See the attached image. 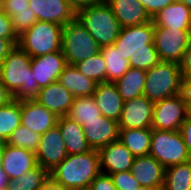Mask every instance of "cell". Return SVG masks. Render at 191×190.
Segmentation results:
<instances>
[{
	"instance_id": "obj_6",
	"label": "cell",
	"mask_w": 191,
	"mask_h": 190,
	"mask_svg": "<svg viewBox=\"0 0 191 190\" xmlns=\"http://www.w3.org/2000/svg\"><path fill=\"white\" fill-rule=\"evenodd\" d=\"M63 26L37 21L18 36L17 45L31 57H38L61 50Z\"/></svg>"
},
{
	"instance_id": "obj_37",
	"label": "cell",
	"mask_w": 191,
	"mask_h": 190,
	"mask_svg": "<svg viewBox=\"0 0 191 190\" xmlns=\"http://www.w3.org/2000/svg\"><path fill=\"white\" fill-rule=\"evenodd\" d=\"M146 12L153 19L163 8L175 0H139Z\"/></svg>"
},
{
	"instance_id": "obj_41",
	"label": "cell",
	"mask_w": 191,
	"mask_h": 190,
	"mask_svg": "<svg viewBox=\"0 0 191 190\" xmlns=\"http://www.w3.org/2000/svg\"><path fill=\"white\" fill-rule=\"evenodd\" d=\"M17 43L18 39L0 38V66L2 65V62L7 57V55L17 45Z\"/></svg>"
},
{
	"instance_id": "obj_35",
	"label": "cell",
	"mask_w": 191,
	"mask_h": 190,
	"mask_svg": "<svg viewBox=\"0 0 191 190\" xmlns=\"http://www.w3.org/2000/svg\"><path fill=\"white\" fill-rule=\"evenodd\" d=\"M41 135L36 133L25 126L20 125L6 141L14 147L24 148L26 150L36 153V150L40 143Z\"/></svg>"
},
{
	"instance_id": "obj_39",
	"label": "cell",
	"mask_w": 191,
	"mask_h": 190,
	"mask_svg": "<svg viewBox=\"0 0 191 190\" xmlns=\"http://www.w3.org/2000/svg\"><path fill=\"white\" fill-rule=\"evenodd\" d=\"M91 190H117L110 175L100 173L90 184Z\"/></svg>"
},
{
	"instance_id": "obj_3",
	"label": "cell",
	"mask_w": 191,
	"mask_h": 190,
	"mask_svg": "<svg viewBox=\"0 0 191 190\" xmlns=\"http://www.w3.org/2000/svg\"><path fill=\"white\" fill-rule=\"evenodd\" d=\"M101 173L98 150L71 154L49 172L50 178L63 190L87 188Z\"/></svg>"
},
{
	"instance_id": "obj_29",
	"label": "cell",
	"mask_w": 191,
	"mask_h": 190,
	"mask_svg": "<svg viewBox=\"0 0 191 190\" xmlns=\"http://www.w3.org/2000/svg\"><path fill=\"white\" fill-rule=\"evenodd\" d=\"M162 190H191V160L165 168Z\"/></svg>"
},
{
	"instance_id": "obj_12",
	"label": "cell",
	"mask_w": 191,
	"mask_h": 190,
	"mask_svg": "<svg viewBox=\"0 0 191 190\" xmlns=\"http://www.w3.org/2000/svg\"><path fill=\"white\" fill-rule=\"evenodd\" d=\"M154 103L144 95L125 101L118 120L119 129H143L152 127Z\"/></svg>"
},
{
	"instance_id": "obj_22",
	"label": "cell",
	"mask_w": 191,
	"mask_h": 190,
	"mask_svg": "<svg viewBox=\"0 0 191 190\" xmlns=\"http://www.w3.org/2000/svg\"><path fill=\"white\" fill-rule=\"evenodd\" d=\"M101 115L118 122L123 109V99L114 82L98 83L93 94Z\"/></svg>"
},
{
	"instance_id": "obj_33",
	"label": "cell",
	"mask_w": 191,
	"mask_h": 190,
	"mask_svg": "<svg viewBox=\"0 0 191 190\" xmlns=\"http://www.w3.org/2000/svg\"><path fill=\"white\" fill-rule=\"evenodd\" d=\"M21 125V101L12 100L9 104L0 106V141L5 142Z\"/></svg>"
},
{
	"instance_id": "obj_32",
	"label": "cell",
	"mask_w": 191,
	"mask_h": 190,
	"mask_svg": "<svg viewBox=\"0 0 191 190\" xmlns=\"http://www.w3.org/2000/svg\"><path fill=\"white\" fill-rule=\"evenodd\" d=\"M49 178V172L37 164L22 176L9 180L6 190H40Z\"/></svg>"
},
{
	"instance_id": "obj_1",
	"label": "cell",
	"mask_w": 191,
	"mask_h": 190,
	"mask_svg": "<svg viewBox=\"0 0 191 190\" xmlns=\"http://www.w3.org/2000/svg\"><path fill=\"white\" fill-rule=\"evenodd\" d=\"M130 67L147 71L160 62L154 45L153 20L135 26L122 27L113 43Z\"/></svg>"
},
{
	"instance_id": "obj_26",
	"label": "cell",
	"mask_w": 191,
	"mask_h": 190,
	"mask_svg": "<svg viewBox=\"0 0 191 190\" xmlns=\"http://www.w3.org/2000/svg\"><path fill=\"white\" fill-rule=\"evenodd\" d=\"M58 82L61 83L74 98L93 96L98 84L80 73L74 65H67L64 68L59 76Z\"/></svg>"
},
{
	"instance_id": "obj_23",
	"label": "cell",
	"mask_w": 191,
	"mask_h": 190,
	"mask_svg": "<svg viewBox=\"0 0 191 190\" xmlns=\"http://www.w3.org/2000/svg\"><path fill=\"white\" fill-rule=\"evenodd\" d=\"M152 20L154 26L191 30V10L179 0L167 5Z\"/></svg>"
},
{
	"instance_id": "obj_14",
	"label": "cell",
	"mask_w": 191,
	"mask_h": 190,
	"mask_svg": "<svg viewBox=\"0 0 191 190\" xmlns=\"http://www.w3.org/2000/svg\"><path fill=\"white\" fill-rule=\"evenodd\" d=\"M29 7L38 21L64 26L76 18V12L67 0H29Z\"/></svg>"
},
{
	"instance_id": "obj_20",
	"label": "cell",
	"mask_w": 191,
	"mask_h": 190,
	"mask_svg": "<svg viewBox=\"0 0 191 190\" xmlns=\"http://www.w3.org/2000/svg\"><path fill=\"white\" fill-rule=\"evenodd\" d=\"M131 172L140 186L163 188L165 168L152 156L135 157Z\"/></svg>"
},
{
	"instance_id": "obj_52",
	"label": "cell",
	"mask_w": 191,
	"mask_h": 190,
	"mask_svg": "<svg viewBox=\"0 0 191 190\" xmlns=\"http://www.w3.org/2000/svg\"><path fill=\"white\" fill-rule=\"evenodd\" d=\"M75 190H91L90 187L87 188H80V189H75Z\"/></svg>"
},
{
	"instance_id": "obj_31",
	"label": "cell",
	"mask_w": 191,
	"mask_h": 190,
	"mask_svg": "<svg viewBox=\"0 0 191 190\" xmlns=\"http://www.w3.org/2000/svg\"><path fill=\"white\" fill-rule=\"evenodd\" d=\"M100 52L106 63V82H115L130 68L129 61L123 59L114 45L102 46Z\"/></svg>"
},
{
	"instance_id": "obj_19",
	"label": "cell",
	"mask_w": 191,
	"mask_h": 190,
	"mask_svg": "<svg viewBox=\"0 0 191 190\" xmlns=\"http://www.w3.org/2000/svg\"><path fill=\"white\" fill-rule=\"evenodd\" d=\"M36 165L34 152L5 143L1 168L9 180L22 176Z\"/></svg>"
},
{
	"instance_id": "obj_27",
	"label": "cell",
	"mask_w": 191,
	"mask_h": 190,
	"mask_svg": "<svg viewBox=\"0 0 191 190\" xmlns=\"http://www.w3.org/2000/svg\"><path fill=\"white\" fill-rule=\"evenodd\" d=\"M152 129H119V141L134 155L146 156L150 153Z\"/></svg>"
},
{
	"instance_id": "obj_50",
	"label": "cell",
	"mask_w": 191,
	"mask_h": 190,
	"mask_svg": "<svg viewBox=\"0 0 191 190\" xmlns=\"http://www.w3.org/2000/svg\"><path fill=\"white\" fill-rule=\"evenodd\" d=\"M183 2L191 10V0H179Z\"/></svg>"
},
{
	"instance_id": "obj_10",
	"label": "cell",
	"mask_w": 191,
	"mask_h": 190,
	"mask_svg": "<svg viewBox=\"0 0 191 190\" xmlns=\"http://www.w3.org/2000/svg\"><path fill=\"white\" fill-rule=\"evenodd\" d=\"M187 117V106L180 94L154 103L152 127L155 130L179 131Z\"/></svg>"
},
{
	"instance_id": "obj_43",
	"label": "cell",
	"mask_w": 191,
	"mask_h": 190,
	"mask_svg": "<svg viewBox=\"0 0 191 190\" xmlns=\"http://www.w3.org/2000/svg\"><path fill=\"white\" fill-rule=\"evenodd\" d=\"M180 95L186 106L191 105V79L181 80Z\"/></svg>"
},
{
	"instance_id": "obj_48",
	"label": "cell",
	"mask_w": 191,
	"mask_h": 190,
	"mask_svg": "<svg viewBox=\"0 0 191 190\" xmlns=\"http://www.w3.org/2000/svg\"><path fill=\"white\" fill-rule=\"evenodd\" d=\"M4 146H5V142L0 141V168L2 165Z\"/></svg>"
},
{
	"instance_id": "obj_21",
	"label": "cell",
	"mask_w": 191,
	"mask_h": 190,
	"mask_svg": "<svg viewBox=\"0 0 191 190\" xmlns=\"http://www.w3.org/2000/svg\"><path fill=\"white\" fill-rule=\"evenodd\" d=\"M122 27L135 26L152 21L139 0H105Z\"/></svg>"
},
{
	"instance_id": "obj_47",
	"label": "cell",
	"mask_w": 191,
	"mask_h": 190,
	"mask_svg": "<svg viewBox=\"0 0 191 190\" xmlns=\"http://www.w3.org/2000/svg\"><path fill=\"white\" fill-rule=\"evenodd\" d=\"M9 179L7 174L4 172L2 168H0V190H6Z\"/></svg>"
},
{
	"instance_id": "obj_25",
	"label": "cell",
	"mask_w": 191,
	"mask_h": 190,
	"mask_svg": "<svg viewBox=\"0 0 191 190\" xmlns=\"http://www.w3.org/2000/svg\"><path fill=\"white\" fill-rule=\"evenodd\" d=\"M57 125L63 136L68 155L81 154L92 150L87 143L82 125L67 116L58 117Z\"/></svg>"
},
{
	"instance_id": "obj_49",
	"label": "cell",
	"mask_w": 191,
	"mask_h": 190,
	"mask_svg": "<svg viewBox=\"0 0 191 190\" xmlns=\"http://www.w3.org/2000/svg\"><path fill=\"white\" fill-rule=\"evenodd\" d=\"M136 190H162V188L140 187Z\"/></svg>"
},
{
	"instance_id": "obj_53",
	"label": "cell",
	"mask_w": 191,
	"mask_h": 190,
	"mask_svg": "<svg viewBox=\"0 0 191 190\" xmlns=\"http://www.w3.org/2000/svg\"><path fill=\"white\" fill-rule=\"evenodd\" d=\"M2 11V2L0 0V12Z\"/></svg>"
},
{
	"instance_id": "obj_2",
	"label": "cell",
	"mask_w": 191,
	"mask_h": 190,
	"mask_svg": "<svg viewBox=\"0 0 191 190\" xmlns=\"http://www.w3.org/2000/svg\"><path fill=\"white\" fill-rule=\"evenodd\" d=\"M32 57L18 45L0 66V78L15 100L35 99L40 87L31 70Z\"/></svg>"
},
{
	"instance_id": "obj_28",
	"label": "cell",
	"mask_w": 191,
	"mask_h": 190,
	"mask_svg": "<svg viewBox=\"0 0 191 190\" xmlns=\"http://www.w3.org/2000/svg\"><path fill=\"white\" fill-rule=\"evenodd\" d=\"M145 81V70L130 67L128 71L114 83L125 102L143 96Z\"/></svg>"
},
{
	"instance_id": "obj_8",
	"label": "cell",
	"mask_w": 191,
	"mask_h": 190,
	"mask_svg": "<svg viewBox=\"0 0 191 190\" xmlns=\"http://www.w3.org/2000/svg\"><path fill=\"white\" fill-rule=\"evenodd\" d=\"M149 155L164 168L191 160L180 131L152 129Z\"/></svg>"
},
{
	"instance_id": "obj_13",
	"label": "cell",
	"mask_w": 191,
	"mask_h": 190,
	"mask_svg": "<svg viewBox=\"0 0 191 190\" xmlns=\"http://www.w3.org/2000/svg\"><path fill=\"white\" fill-rule=\"evenodd\" d=\"M66 66V58L61 50L32 57L31 61V70L40 88L58 81L60 74Z\"/></svg>"
},
{
	"instance_id": "obj_17",
	"label": "cell",
	"mask_w": 191,
	"mask_h": 190,
	"mask_svg": "<svg viewBox=\"0 0 191 190\" xmlns=\"http://www.w3.org/2000/svg\"><path fill=\"white\" fill-rule=\"evenodd\" d=\"M98 152L101 173L110 175L131 170L135 157L119 140L100 148Z\"/></svg>"
},
{
	"instance_id": "obj_15",
	"label": "cell",
	"mask_w": 191,
	"mask_h": 190,
	"mask_svg": "<svg viewBox=\"0 0 191 190\" xmlns=\"http://www.w3.org/2000/svg\"><path fill=\"white\" fill-rule=\"evenodd\" d=\"M83 131L91 149L99 150L119 140V123L103 115L99 119L87 121L83 125Z\"/></svg>"
},
{
	"instance_id": "obj_18",
	"label": "cell",
	"mask_w": 191,
	"mask_h": 190,
	"mask_svg": "<svg viewBox=\"0 0 191 190\" xmlns=\"http://www.w3.org/2000/svg\"><path fill=\"white\" fill-rule=\"evenodd\" d=\"M57 117L66 116L74 96L58 81L40 89L34 99Z\"/></svg>"
},
{
	"instance_id": "obj_46",
	"label": "cell",
	"mask_w": 191,
	"mask_h": 190,
	"mask_svg": "<svg viewBox=\"0 0 191 190\" xmlns=\"http://www.w3.org/2000/svg\"><path fill=\"white\" fill-rule=\"evenodd\" d=\"M40 190H63L56 182L49 178L41 187Z\"/></svg>"
},
{
	"instance_id": "obj_51",
	"label": "cell",
	"mask_w": 191,
	"mask_h": 190,
	"mask_svg": "<svg viewBox=\"0 0 191 190\" xmlns=\"http://www.w3.org/2000/svg\"><path fill=\"white\" fill-rule=\"evenodd\" d=\"M187 118L191 119V105H187Z\"/></svg>"
},
{
	"instance_id": "obj_5",
	"label": "cell",
	"mask_w": 191,
	"mask_h": 190,
	"mask_svg": "<svg viewBox=\"0 0 191 190\" xmlns=\"http://www.w3.org/2000/svg\"><path fill=\"white\" fill-rule=\"evenodd\" d=\"M181 80L179 64L160 61L146 71L143 95L153 103L178 95Z\"/></svg>"
},
{
	"instance_id": "obj_11",
	"label": "cell",
	"mask_w": 191,
	"mask_h": 190,
	"mask_svg": "<svg viewBox=\"0 0 191 190\" xmlns=\"http://www.w3.org/2000/svg\"><path fill=\"white\" fill-rule=\"evenodd\" d=\"M35 155L37 164L48 172L67 157L65 142L57 124L41 135Z\"/></svg>"
},
{
	"instance_id": "obj_9",
	"label": "cell",
	"mask_w": 191,
	"mask_h": 190,
	"mask_svg": "<svg viewBox=\"0 0 191 190\" xmlns=\"http://www.w3.org/2000/svg\"><path fill=\"white\" fill-rule=\"evenodd\" d=\"M191 40V30L154 26V45L160 61L180 64Z\"/></svg>"
},
{
	"instance_id": "obj_16",
	"label": "cell",
	"mask_w": 191,
	"mask_h": 190,
	"mask_svg": "<svg viewBox=\"0 0 191 190\" xmlns=\"http://www.w3.org/2000/svg\"><path fill=\"white\" fill-rule=\"evenodd\" d=\"M58 117L34 99L21 101V125L42 135L57 124Z\"/></svg>"
},
{
	"instance_id": "obj_44",
	"label": "cell",
	"mask_w": 191,
	"mask_h": 190,
	"mask_svg": "<svg viewBox=\"0 0 191 190\" xmlns=\"http://www.w3.org/2000/svg\"><path fill=\"white\" fill-rule=\"evenodd\" d=\"M70 6L77 12L78 10L92 5L100 4L105 0H67Z\"/></svg>"
},
{
	"instance_id": "obj_40",
	"label": "cell",
	"mask_w": 191,
	"mask_h": 190,
	"mask_svg": "<svg viewBox=\"0 0 191 190\" xmlns=\"http://www.w3.org/2000/svg\"><path fill=\"white\" fill-rule=\"evenodd\" d=\"M179 65L182 79H191V40Z\"/></svg>"
},
{
	"instance_id": "obj_7",
	"label": "cell",
	"mask_w": 191,
	"mask_h": 190,
	"mask_svg": "<svg viewBox=\"0 0 191 190\" xmlns=\"http://www.w3.org/2000/svg\"><path fill=\"white\" fill-rule=\"evenodd\" d=\"M100 45L77 18L63 26L61 51L67 65H74L100 52Z\"/></svg>"
},
{
	"instance_id": "obj_45",
	"label": "cell",
	"mask_w": 191,
	"mask_h": 190,
	"mask_svg": "<svg viewBox=\"0 0 191 190\" xmlns=\"http://www.w3.org/2000/svg\"><path fill=\"white\" fill-rule=\"evenodd\" d=\"M13 98V94L8 90V88L3 83L2 79L0 78V106H4L9 104Z\"/></svg>"
},
{
	"instance_id": "obj_30",
	"label": "cell",
	"mask_w": 191,
	"mask_h": 190,
	"mask_svg": "<svg viewBox=\"0 0 191 190\" xmlns=\"http://www.w3.org/2000/svg\"><path fill=\"white\" fill-rule=\"evenodd\" d=\"M66 116L83 126L87 121L99 119L101 112L93 96L76 97Z\"/></svg>"
},
{
	"instance_id": "obj_24",
	"label": "cell",
	"mask_w": 191,
	"mask_h": 190,
	"mask_svg": "<svg viewBox=\"0 0 191 190\" xmlns=\"http://www.w3.org/2000/svg\"><path fill=\"white\" fill-rule=\"evenodd\" d=\"M2 11L12 19L14 32L20 36L37 22L36 14L29 7V0H1Z\"/></svg>"
},
{
	"instance_id": "obj_4",
	"label": "cell",
	"mask_w": 191,
	"mask_h": 190,
	"mask_svg": "<svg viewBox=\"0 0 191 190\" xmlns=\"http://www.w3.org/2000/svg\"><path fill=\"white\" fill-rule=\"evenodd\" d=\"M76 18L97 41L100 47L113 45L119 36L121 26L110 6L105 1L78 10Z\"/></svg>"
},
{
	"instance_id": "obj_38",
	"label": "cell",
	"mask_w": 191,
	"mask_h": 190,
	"mask_svg": "<svg viewBox=\"0 0 191 190\" xmlns=\"http://www.w3.org/2000/svg\"><path fill=\"white\" fill-rule=\"evenodd\" d=\"M0 38L18 39L13 29L12 19L3 11L0 12Z\"/></svg>"
},
{
	"instance_id": "obj_42",
	"label": "cell",
	"mask_w": 191,
	"mask_h": 190,
	"mask_svg": "<svg viewBox=\"0 0 191 190\" xmlns=\"http://www.w3.org/2000/svg\"><path fill=\"white\" fill-rule=\"evenodd\" d=\"M179 131H180L182 138L185 142L187 150H188L189 154L191 155V119L186 117V120L181 125Z\"/></svg>"
},
{
	"instance_id": "obj_34",
	"label": "cell",
	"mask_w": 191,
	"mask_h": 190,
	"mask_svg": "<svg viewBox=\"0 0 191 190\" xmlns=\"http://www.w3.org/2000/svg\"><path fill=\"white\" fill-rule=\"evenodd\" d=\"M74 66L80 73L96 83L106 82L107 68L101 52L74 64Z\"/></svg>"
},
{
	"instance_id": "obj_36",
	"label": "cell",
	"mask_w": 191,
	"mask_h": 190,
	"mask_svg": "<svg viewBox=\"0 0 191 190\" xmlns=\"http://www.w3.org/2000/svg\"><path fill=\"white\" fill-rule=\"evenodd\" d=\"M117 190H136L140 188L139 182L132 175L131 170L110 174Z\"/></svg>"
}]
</instances>
